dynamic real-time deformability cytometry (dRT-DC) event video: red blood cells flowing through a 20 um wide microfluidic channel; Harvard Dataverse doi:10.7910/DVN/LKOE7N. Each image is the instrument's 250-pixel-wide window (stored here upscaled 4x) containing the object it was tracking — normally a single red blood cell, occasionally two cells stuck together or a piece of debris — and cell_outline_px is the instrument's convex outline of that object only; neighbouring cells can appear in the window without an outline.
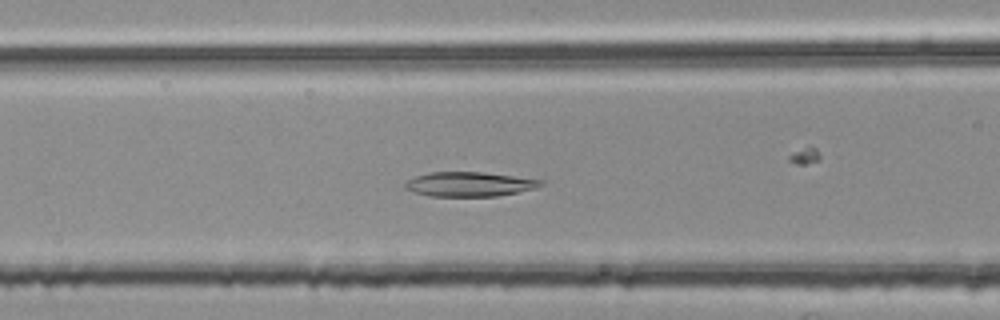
{"species": "common noctule bat (a hibernating species)", "species_latin": "Nyctalus noctula", "temperature_condition": "room temperature", "stored_images_in_passage": 45, "camera_frame_rate_fps": 3000, "um_per_image_px": 0.085, "animal": {"sex": "female", "body_mass_g": 25.1}, "frame": {"image": 1, "passage_image": 14, "time_ms": 4.333, "image_size_px": [1000, 320], "cell_outline_px": [[544, 184], [536, 188], [496, 196], [432, 196], [412, 192], [404, 188], [404, 184], [408, 180], [416, 176], [428, 172], [484, 172], [544, 180]], "centroid_in_image_um": [39.89, 15.65], "position_along_channel_um": 126.7, "area_um2": 19.36}}
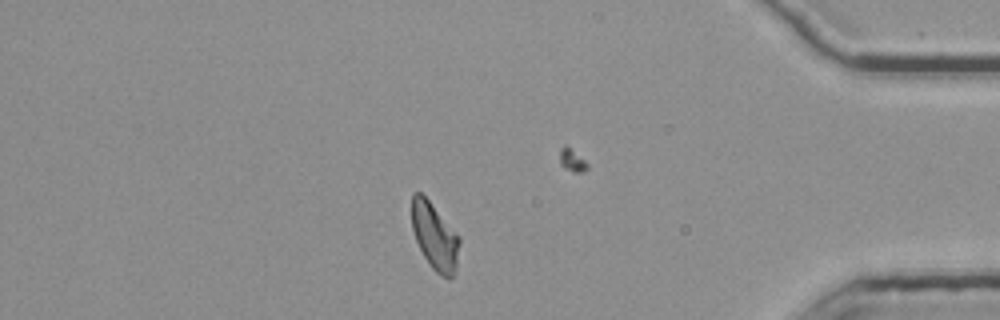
{"frame": {"image": 2, "passage_image": 39, "time_ms": 12.667, "image_size_px": [1000, 320], "cell_outline_px": [[460, 244], [456, 268], [452, 276], [448, 280], [440, 276], [432, 268], [424, 256], [416, 240], [412, 228], [412, 192], [420, 192], [428, 200], [460, 236]], "centroid_in_image_um": [36.97, 20.12], "position_along_channel_um": 398.2, "area_um2": 18.5}, "authors_computed_cell_mechanics": {"area_um2": 19.1318, "velocity_mm_per_s": 3.7432, "shape_relaxation_time_tau1_ms": null, "shape_relaxation_time_tau2_ms": 3.4899, "deformation_change_tau1": null, "deformation_change_tau2": 0.0886}}